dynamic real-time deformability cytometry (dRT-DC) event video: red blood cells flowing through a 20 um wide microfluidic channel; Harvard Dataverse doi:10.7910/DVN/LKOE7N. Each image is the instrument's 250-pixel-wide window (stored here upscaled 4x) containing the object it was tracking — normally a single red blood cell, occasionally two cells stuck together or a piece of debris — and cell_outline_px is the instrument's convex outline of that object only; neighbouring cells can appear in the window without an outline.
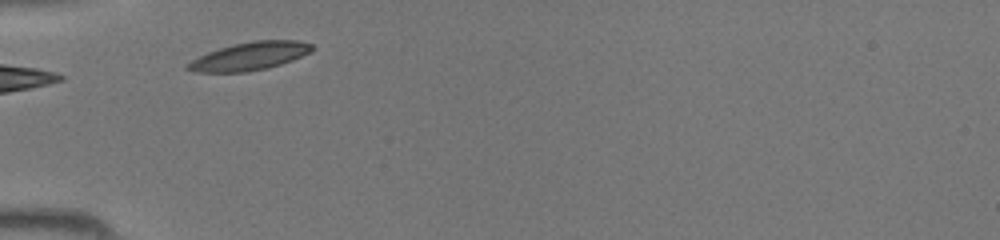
{"species": "common noctule bat (a hibernating species)", "species_latin": "Nyctalus noctula", "temperature_condition": "room temperature", "stored_images_in_passage": 5, "camera_frame_rate_fps": 3000, "um_per_image_px": 0.085, "animal": {"sex": "female", "body_mass_g": 19.5, "forearm_length_mm": 54.1}, "frame": {"image": 1, "passage_image": 2, "time_ms": 0.333, "image_size_px": [1000, 240], "cell_outline_px": [[316, 48], [312, 52], [292, 60], [268, 68], [248, 72], [196, 72], [184, 68], [192, 60], [208, 52], [220, 48], [236, 44], [256, 40], [296, 40], [312, 44]], "centroid_in_image_um": [21.27, 4.78], "position_along_channel_um": 63.7, "area_um2": 20.23}}